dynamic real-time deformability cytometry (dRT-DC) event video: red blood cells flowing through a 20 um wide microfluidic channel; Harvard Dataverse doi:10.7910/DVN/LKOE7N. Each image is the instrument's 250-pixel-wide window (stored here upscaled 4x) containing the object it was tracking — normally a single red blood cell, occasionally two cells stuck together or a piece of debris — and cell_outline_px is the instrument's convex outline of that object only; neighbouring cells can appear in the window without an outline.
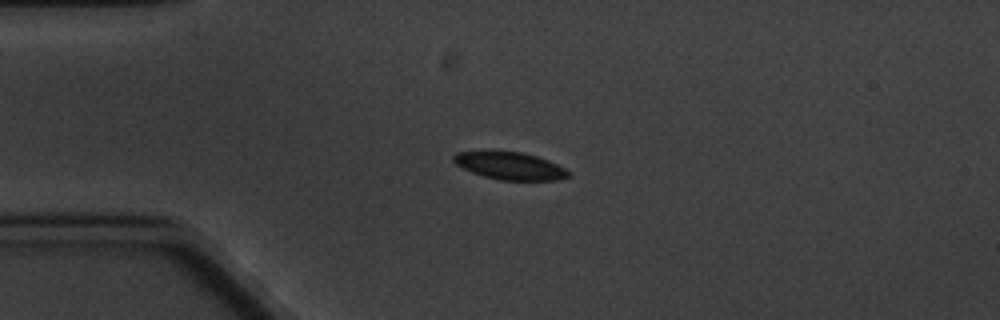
{"species": "common noctule bat (a hibernating species)", "species_latin": "Nyctalus noctula", "temperature_condition": "cold", "stored_images_in_passage": 4, "camera_frame_rate_fps": 3000, "um_per_image_px": 0.085, "animal": {"sex": "male", "body_mass_g": 20.1, "forearm_length_mm": 53.5}, "frame": {"image": 1, "passage_image": 4, "time_ms": 3.667, "image_size_px": [1000, 320], "cell_outline_px": [[568, 176], [560, 180], [500, 180], [484, 176], [472, 172], [456, 164], [452, 160], [452, 156], [456, 152], [520, 152], [536, 156], [548, 160], [564, 168], [568, 172]], "centroid_in_image_um": [43.34, 14.11], "position_along_channel_um": 41.7, "area_um2": 17.98}}